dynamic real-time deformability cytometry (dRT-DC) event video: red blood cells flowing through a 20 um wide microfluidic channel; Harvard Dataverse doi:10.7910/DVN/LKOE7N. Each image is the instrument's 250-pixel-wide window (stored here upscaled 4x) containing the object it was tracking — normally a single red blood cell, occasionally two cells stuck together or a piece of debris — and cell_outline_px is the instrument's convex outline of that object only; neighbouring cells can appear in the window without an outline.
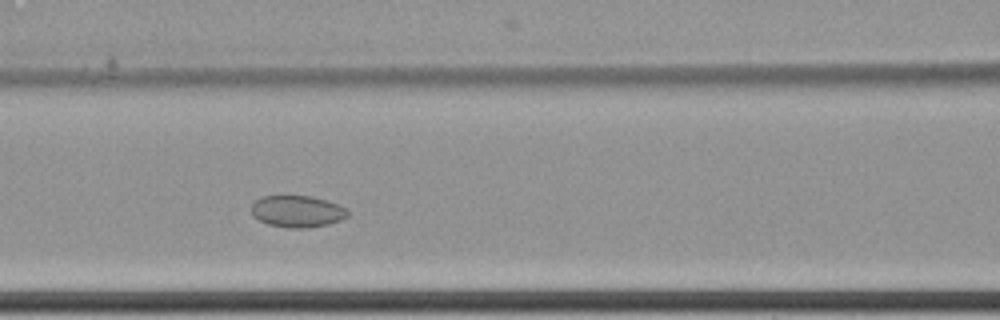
{"species": "common noctule bat (a hibernating species)", "species_latin": "Nyctalus noctula", "temperature_condition": "cold", "stored_images_in_passage": 8, "camera_frame_rate_fps": 3000, "um_per_image_px": 0.085, "animal": {"sex": "female", "body_mass_g": 22.7, "forearm_length_mm": 54.2}, "frame": {"image": 1, "passage_image": 6, "time_ms": 1.667, "image_size_px": [1000, 320], "cell_outline_px": [[348, 216], [340, 220], [328, 224], [308, 228], [288, 228], [268, 224], [252, 216], [252, 204], [256, 200], [264, 196], [312, 196], [336, 204], [344, 208], [348, 212]], "centroid_in_image_um": [25.25, 17.98], "position_along_channel_um": 141.4, "area_um2": 17.63}}
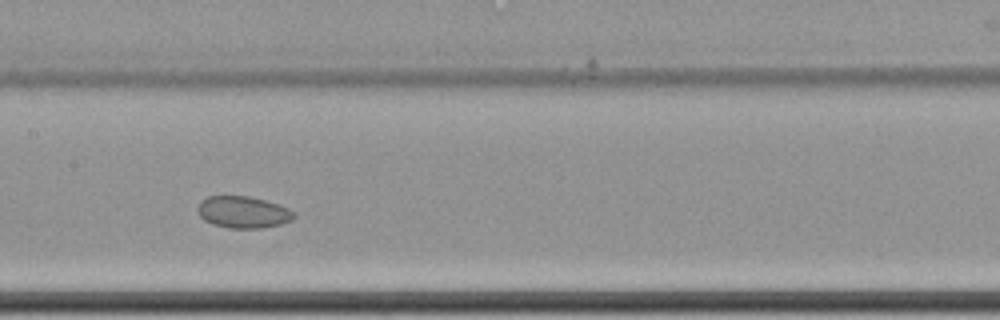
{"frame": {"image": 2, "passage_image": 7, "time_ms": 2.0, "image_size_px": [1000, 320], "cell_outline_px": [[296, 216], [292, 220], [280, 224], [264, 228], [228, 228], [212, 224], [204, 220], [200, 216], [196, 208], [200, 200], [208, 196], [248, 196], [264, 200], [288, 208]], "centroid_in_image_um": [20.62, 18.04], "position_along_channel_um": 186.8, "area_um2": 17.86}}
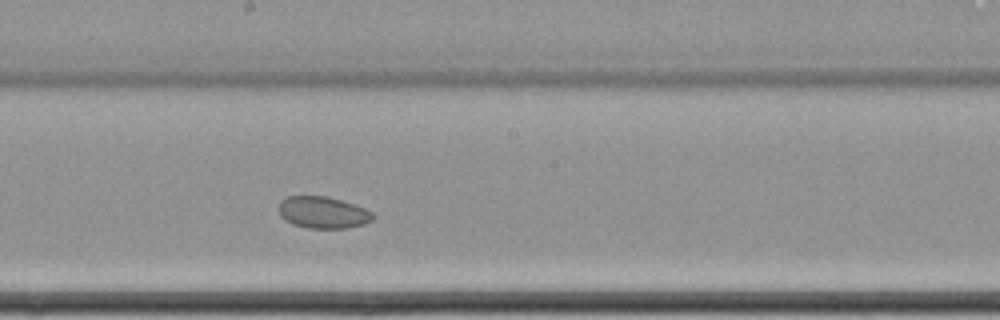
{"frame": {"image": 3, "passage_image": 8, "time_ms": 2.333, "image_size_px": [1000, 320], "cell_outline_px": [[376, 216], [372, 220], [364, 224], [348, 228], [308, 228], [292, 224], [284, 220], [280, 216], [280, 200], [288, 196], [328, 196], [364, 208], [372, 212]], "centroid_in_image_um": [27.45, 18.07], "position_along_channel_um": 220.8, "area_um2": 17.46}}